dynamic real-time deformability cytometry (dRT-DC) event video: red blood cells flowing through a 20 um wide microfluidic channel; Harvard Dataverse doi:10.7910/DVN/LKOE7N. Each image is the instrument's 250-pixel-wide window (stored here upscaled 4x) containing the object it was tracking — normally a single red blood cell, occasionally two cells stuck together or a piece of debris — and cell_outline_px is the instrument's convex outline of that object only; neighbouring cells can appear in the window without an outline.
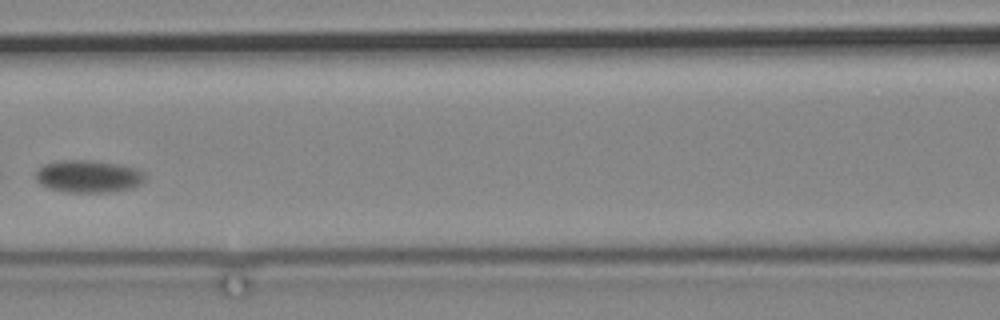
{"species": "common noctule bat (a hibernating species)", "species_latin": "Nyctalus noctula", "temperature_condition": "cold", "stored_images_in_passage": 6, "camera_frame_rate_fps": 3000, "um_per_image_px": 0.085, "animal": {"sex": "male", "body_mass_g": 19.2, "forearm_length_mm": 51.8}, "frame": {"image": 1, "passage_image": 3, "time_ms": 3.0, "image_size_px": [1000, 320], "cell_outline_px": [[148, 176], [140, 184], [132, 188], [112, 192], [64, 192], [48, 188], [40, 184], [36, 180], [36, 172], [44, 164], [60, 160], [88, 160], [116, 164], [136, 168], [144, 172]], "centroid_in_image_um": [7.53, 15.0], "position_along_channel_um": 159.1, "area_um2": 20.75}}
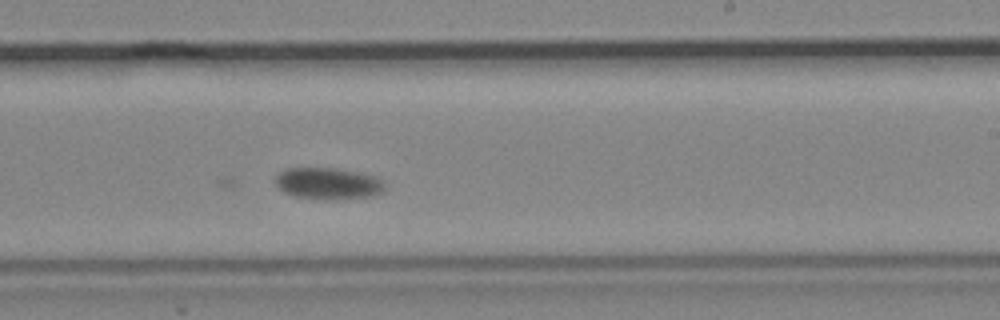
{"frame": {"image": 2, "passage_image": 6, "time_ms": 6.333, "image_size_px": [1000, 320], "cell_outline_px": [[384, 192], [372, 196], [336, 200], [324, 200], [292, 196], [284, 192], [272, 180], [280, 172], [288, 168], [336, 168], [360, 172], [376, 176], [384, 180]], "centroid_in_image_um": [27.91, 15.6], "position_along_channel_um": 261.1, "area_um2": 20.63}}